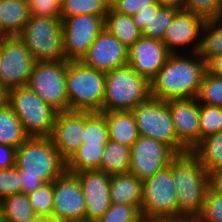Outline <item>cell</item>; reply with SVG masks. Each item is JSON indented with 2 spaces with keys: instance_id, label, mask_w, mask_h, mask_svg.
<instances>
[{
  "instance_id": "obj_1",
  "label": "cell",
  "mask_w": 222,
  "mask_h": 222,
  "mask_svg": "<svg viewBox=\"0 0 222 222\" xmlns=\"http://www.w3.org/2000/svg\"><path fill=\"white\" fill-rule=\"evenodd\" d=\"M15 166L22 183L21 193L26 195L66 171V161L50 137H29L16 149Z\"/></svg>"
},
{
  "instance_id": "obj_2",
  "label": "cell",
  "mask_w": 222,
  "mask_h": 222,
  "mask_svg": "<svg viewBox=\"0 0 222 222\" xmlns=\"http://www.w3.org/2000/svg\"><path fill=\"white\" fill-rule=\"evenodd\" d=\"M196 60L172 53L150 81L151 98L163 101L197 98L207 70V62L195 53Z\"/></svg>"
},
{
  "instance_id": "obj_3",
  "label": "cell",
  "mask_w": 222,
  "mask_h": 222,
  "mask_svg": "<svg viewBox=\"0 0 222 222\" xmlns=\"http://www.w3.org/2000/svg\"><path fill=\"white\" fill-rule=\"evenodd\" d=\"M174 186L177 188V220L194 221L206 197L207 172L191 153L178 155L172 161Z\"/></svg>"
},
{
  "instance_id": "obj_4",
  "label": "cell",
  "mask_w": 222,
  "mask_h": 222,
  "mask_svg": "<svg viewBox=\"0 0 222 222\" xmlns=\"http://www.w3.org/2000/svg\"><path fill=\"white\" fill-rule=\"evenodd\" d=\"M66 93L69 110L101 112L105 95V73L82 61H66Z\"/></svg>"
},
{
  "instance_id": "obj_5",
  "label": "cell",
  "mask_w": 222,
  "mask_h": 222,
  "mask_svg": "<svg viewBox=\"0 0 222 222\" xmlns=\"http://www.w3.org/2000/svg\"><path fill=\"white\" fill-rule=\"evenodd\" d=\"M150 97V82L130 65L105 73L102 112L131 111Z\"/></svg>"
},
{
  "instance_id": "obj_6",
  "label": "cell",
  "mask_w": 222,
  "mask_h": 222,
  "mask_svg": "<svg viewBox=\"0 0 222 222\" xmlns=\"http://www.w3.org/2000/svg\"><path fill=\"white\" fill-rule=\"evenodd\" d=\"M18 37L35 62L65 60L61 18L30 16Z\"/></svg>"
},
{
  "instance_id": "obj_7",
  "label": "cell",
  "mask_w": 222,
  "mask_h": 222,
  "mask_svg": "<svg viewBox=\"0 0 222 222\" xmlns=\"http://www.w3.org/2000/svg\"><path fill=\"white\" fill-rule=\"evenodd\" d=\"M8 105L29 137H50L58 113L27 86L8 90Z\"/></svg>"
},
{
  "instance_id": "obj_8",
  "label": "cell",
  "mask_w": 222,
  "mask_h": 222,
  "mask_svg": "<svg viewBox=\"0 0 222 222\" xmlns=\"http://www.w3.org/2000/svg\"><path fill=\"white\" fill-rule=\"evenodd\" d=\"M177 192L171 162L152 177L142 181V219L177 220Z\"/></svg>"
},
{
  "instance_id": "obj_9",
  "label": "cell",
  "mask_w": 222,
  "mask_h": 222,
  "mask_svg": "<svg viewBox=\"0 0 222 222\" xmlns=\"http://www.w3.org/2000/svg\"><path fill=\"white\" fill-rule=\"evenodd\" d=\"M140 136L161 141L178 155L189 151L177 140L175 127L169 111V101L149 98L131 110Z\"/></svg>"
},
{
  "instance_id": "obj_10",
  "label": "cell",
  "mask_w": 222,
  "mask_h": 222,
  "mask_svg": "<svg viewBox=\"0 0 222 222\" xmlns=\"http://www.w3.org/2000/svg\"><path fill=\"white\" fill-rule=\"evenodd\" d=\"M66 60L35 62L27 87L58 112L69 110L66 93Z\"/></svg>"
},
{
  "instance_id": "obj_11",
  "label": "cell",
  "mask_w": 222,
  "mask_h": 222,
  "mask_svg": "<svg viewBox=\"0 0 222 222\" xmlns=\"http://www.w3.org/2000/svg\"><path fill=\"white\" fill-rule=\"evenodd\" d=\"M35 60L18 36L0 37V86L11 90L26 86Z\"/></svg>"
},
{
  "instance_id": "obj_12",
  "label": "cell",
  "mask_w": 222,
  "mask_h": 222,
  "mask_svg": "<svg viewBox=\"0 0 222 222\" xmlns=\"http://www.w3.org/2000/svg\"><path fill=\"white\" fill-rule=\"evenodd\" d=\"M105 18L75 15L62 20L63 49L66 61H81L90 45L105 28Z\"/></svg>"
},
{
  "instance_id": "obj_13",
  "label": "cell",
  "mask_w": 222,
  "mask_h": 222,
  "mask_svg": "<svg viewBox=\"0 0 222 222\" xmlns=\"http://www.w3.org/2000/svg\"><path fill=\"white\" fill-rule=\"evenodd\" d=\"M177 156L167 144L139 136L131 146L129 172L143 181L170 165Z\"/></svg>"
},
{
  "instance_id": "obj_14",
  "label": "cell",
  "mask_w": 222,
  "mask_h": 222,
  "mask_svg": "<svg viewBox=\"0 0 222 222\" xmlns=\"http://www.w3.org/2000/svg\"><path fill=\"white\" fill-rule=\"evenodd\" d=\"M86 203L75 174L65 171L53 181L52 217L61 220L85 218Z\"/></svg>"
},
{
  "instance_id": "obj_15",
  "label": "cell",
  "mask_w": 222,
  "mask_h": 222,
  "mask_svg": "<svg viewBox=\"0 0 222 222\" xmlns=\"http://www.w3.org/2000/svg\"><path fill=\"white\" fill-rule=\"evenodd\" d=\"M128 49L104 28L90 45L82 62L98 71L107 73L128 65Z\"/></svg>"
},
{
  "instance_id": "obj_16",
  "label": "cell",
  "mask_w": 222,
  "mask_h": 222,
  "mask_svg": "<svg viewBox=\"0 0 222 222\" xmlns=\"http://www.w3.org/2000/svg\"><path fill=\"white\" fill-rule=\"evenodd\" d=\"M78 178L86 203L85 218L99 220L111 203V175L101 170L74 173Z\"/></svg>"
},
{
  "instance_id": "obj_17",
  "label": "cell",
  "mask_w": 222,
  "mask_h": 222,
  "mask_svg": "<svg viewBox=\"0 0 222 222\" xmlns=\"http://www.w3.org/2000/svg\"><path fill=\"white\" fill-rule=\"evenodd\" d=\"M84 128L85 111L57 113L50 138L65 161L83 144Z\"/></svg>"
},
{
  "instance_id": "obj_18",
  "label": "cell",
  "mask_w": 222,
  "mask_h": 222,
  "mask_svg": "<svg viewBox=\"0 0 222 222\" xmlns=\"http://www.w3.org/2000/svg\"><path fill=\"white\" fill-rule=\"evenodd\" d=\"M170 54L161 40L141 36L128 49V65L150 82Z\"/></svg>"
},
{
  "instance_id": "obj_19",
  "label": "cell",
  "mask_w": 222,
  "mask_h": 222,
  "mask_svg": "<svg viewBox=\"0 0 222 222\" xmlns=\"http://www.w3.org/2000/svg\"><path fill=\"white\" fill-rule=\"evenodd\" d=\"M194 99L169 100L177 140L191 152L200 143V103Z\"/></svg>"
},
{
  "instance_id": "obj_20",
  "label": "cell",
  "mask_w": 222,
  "mask_h": 222,
  "mask_svg": "<svg viewBox=\"0 0 222 222\" xmlns=\"http://www.w3.org/2000/svg\"><path fill=\"white\" fill-rule=\"evenodd\" d=\"M205 22L200 15L180 9L167 28L162 42L171 54L175 53L173 47L185 46L199 38Z\"/></svg>"
},
{
  "instance_id": "obj_21",
  "label": "cell",
  "mask_w": 222,
  "mask_h": 222,
  "mask_svg": "<svg viewBox=\"0 0 222 222\" xmlns=\"http://www.w3.org/2000/svg\"><path fill=\"white\" fill-rule=\"evenodd\" d=\"M112 204L133 205L140 213L142 207V180L130 172L111 176Z\"/></svg>"
},
{
  "instance_id": "obj_22",
  "label": "cell",
  "mask_w": 222,
  "mask_h": 222,
  "mask_svg": "<svg viewBox=\"0 0 222 222\" xmlns=\"http://www.w3.org/2000/svg\"><path fill=\"white\" fill-rule=\"evenodd\" d=\"M29 17L27 0H1L0 37L18 36Z\"/></svg>"
},
{
  "instance_id": "obj_23",
  "label": "cell",
  "mask_w": 222,
  "mask_h": 222,
  "mask_svg": "<svg viewBox=\"0 0 222 222\" xmlns=\"http://www.w3.org/2000/svg\"><path fill=\"white\" fill-rule=\"evenodd\" d=\"M102 113L107 122L109 140L131 147L140 136L132 111H108Z\"/></svg>"
},
{
  "instance_id": "obj_24",
  "label": "cell",
  "mask_w": 222,
  "mask_h": 222,
  "mask_svg": "<svg viewBox=\"0 0 222 222\" xmlns=\"http://www.w3.org/2000/svg\"><path fill=\"white\" fill-rule=\"evenodd\" d=\"M106 144H82L66 161V171L100 170Z\"/></svg>"
},
{
  "instance_id": "obj_25",
  "label": "cell",
  "mask_w": 222,
  "mask_h": 222,
  "mask_svg": "<svg viewBox=\"0 0 222 222\" xmlns=\"http://www.w3.org/2000/svg\"><path fill=\"white\" fill-rule=\"evenodd\" d=\"M131 147L109 140L105 145L100 170L108 175L129 172Z\"/></svg>"
},
{
  "instance_id": "obj_26",
  "label": "cell",
  "mask_w": 222,
  "mask_h": 222,
  "mask_svg": "<svg viewBox=\"0 0 222 222\" xmlns=\"http://www.w3.org/2000/svg\"><path fill=\"white\" fill-rule=\"evenodd\" d=\"M105 28L127 48L142 36L141 30L136 27L131 16L119 14L112 8L106 15Z\"/></svg>"
},
{
  "instance_id": "obj_27",
  "label": "cell",
  "mask_w": 222,
  "mask_h": 222,
  "mask_svg": "<svg viewBox=\"0 0 222 222\" xmlns=\"http://www.w3.org/2000/svg\"><path fill=\"white\" fill-rule=\"evenodd\" d=\"M191 153L206 172L222 169V130L202 139Z\"/></svg>"
},
{
  "instance_id": "obj_28",
  "label": "cell",
  "mask_w": 222,
  "mask_h": 222,
  "mask_svg": "<svg viewBox=\"0 0 222 222\" xmlns=\"http://www.w3.org/2000/svg\"><path fill=\"white\" fill-rule=\"evenodd\" d=\"M0 202L2 222H32L37 217L24 193L5 197Z\"/></svg>"
},
{
  "instance_id": "obj_29",
  "label": "cell",
  "mask_w": 222,
  "mask_h": 222,
  "mask_svg": "<svg viewBox=\"0 0 222 222\" xmlns=\"http://www.w3.org/2000/svg\"><path fill=\"white\" fill-rule=\"evenodd\" d=\"M180 8L161 5L159 2L151 5V19L141 31L142 36L163 41L165 33Z\"/></svg>"
},
{
  "instance_id": "obj_30",
  "label": "cell",
  "mask_w": 222,
  "mask_h": 222,
  "mask_svg": "<svg viewBox=\"0 0 222 222\" xmlns=\"http://www.w3.org/2000/svg\"><path fill=\"white\" fill-rule=\"evenodd\" d=\"M28 138L21 121L7 104L0 110V144L18 148Z\"/></svg>"
},
{
  "instance_id": "obj_31",
  "label": "cell",
  "mask_w": 222,
  "mask_h": 222,
  "mask_svg": "<svg viewBox=\"0 0 222 222\" xmlns=\"http://www.w3.org/2000/svg\"><path fill=\"white\" fill-rule=\"evenodd\" d=\"M222 17L206 20L203 29L205 36L197 43L193 53L199 55L208 62L213 56L222 53ZM208 32V34H207Z\"/></svg>"
},
{
  "instance_id": "obj_32",
  "label": "cell",
  "mask_w": 222,
  "mask_h": 222,
  "mask_svg": "<svg viewBox=\"0 0 222 222\" xmlns=\"http://www.w3.org/2000/svg\"><path fill=\"white\" fill-rule=\"evenodd\" d=\"M61 20L75 15H94L106 17L109 6L104 0H61Z\"/></svg>"
},
{
  "instance_id": "obj_33",
  "label": "cell",
  "mask_w": 222,
  "mask_h": 222,
  "mask_svg": "<svg viewBox=\"0 0 222 222\" xmlns=\"http://www.w3.org/2000/svg\"><path fill=\"white\" fill-rule=\"evenodd\" d=\"M109 133L105 116L101 112L85 111L84 144H107Z\"/></svg>"
},
{
  "instance_id": "obj_34",
  "label": "cell",
  "mask_w": 222,
  "mask_h": 222,
  "mask_svg": "<svg viewBox=\"0 0 222 222\" xmlns=\"http://www.w3.org/2000/svg\"><path fill=\"white\" fill-rule=\"evenodd\" d=\"M200 142L202 139L222 130V111L220 107L200 104L199 114Z\"/></svg>"
},
{
  "instance_id": "obj_35",
  "label": "cell",
  "mask_w": 222,
  "mask_h": 222,
  "mask_svg": "<svg viewBox=\"0 0 222 222\" xmlns=\"http://www.w3.org/2000/svg\"><path fill=\"white\" fill-rule=\"evenodd\" d=\"M197 101L204 102V105H222V78L206 72L201 82Z\"/></svg>"
},
{
  "instance_id": "obj_36",
  "label": "cell",
  "mask_w": 222,
  "mask_h": 222,
  "mask_svg": "<svg viewBox=\"0 0 222 222\" xmlns=\"http://www.w3.org/2000/svg\"><path fill=\"white\" fill-rule=\"evenodd\" d=\"M28 198L36 216H52L53 211V182L37 188Z\"/></svg>"
},
{
  "instance_id": "obj_37",
  "label": "cell",
  "mask_w": 222,
  "mask_h": 222,
  "mask_svg": "<svg viewBox=\"0 0 222 222\" xmlns=\"http://www.w3.org/2000/svg\"><path fill=\"white\" fill-rule=\"evenodd\" d=\"M141 213L128 204H111L97 222H142Z\"/></svg>"
},
{
  "instance_id": "obj_38",
  "label": "cell",
  "mask_w": 222,
  "mask_h": 222,
  "mask_svg": "<svg viewBox=\"0 0 222 222\" xmlns=\"http://www.w3.org/2000/svg\"><path fill=\"white\" fill-rule=\"evenodd\" d=\"M193 222H222V194L207 191L201 212Z\"/></svg>"
},
{
  "instance_id": "obj_39",
  "label": "cell",
  "mask_w": 222,
  "mask_h": 222,
  "mask_svg": "<svg viewBox=\"0 0 222 222\" xmlns=\"http://www.w3.org/2000/svg\"><path fill=\"white\" fill-rule=\"evenodd\" d=\"M183 9L200 15L205 20L222 17L221 0H185Z\"/></svg>"
},
{
  "instance_id": "obj_40",
  "label": "cell",
  "mask_w": 222,
  "mask_h": 222,
  "mask_svg": "<svg viewBox=\"0 0 222 222\" xmlns=\"http://www.w3.org/2000/svg\"><path fill=\"white\" fill-rule=\"evenodd\" d=\"M21 186L16 166L0 170V201L5 197L21 193Z\"/></svg>"
},
{
  "instance_id": "obj_41",
  "label": "cell",
  "mask_w": 222,
  "mask_h": 222,
  "mask_svg": "<svg viewBox=\"0 0 222 222\" xmlns=\"http://www.w3.org/2000/svg\"><path fill=\"white\" fill-rule=\"evenodd\" d=\"M30 16L61 18L58 0H27Z\"/></svg>"
},
{
  "instance_id": "obj_42",
  "label": "cell",
  "mask_w": 222,
  "mask_h": 222,
  "mask_svg": "<svg viewBox=\"0 0 222 222\" xmlns=\"http://www.w3.org/2000/svg\"><path fill=\"white\" fill-rule=\"evenodd\" d=\"M156 3L157 0H117L111 8L119 14L133 16L147 6Z\"/></svg>"
},
{
  "instance_id": "obj_43",
  "label": "cell",
  "mask_w": 222,
  "mask_h": 222,
  "mask_svg": "<svg viewBox=\"0 0 222 222\" xmlns=\"http://www.w3.org/2000/svg\"><path fill=\"white\" fill-rule=\"evenodd\" d=\"M16 147L0 144V170L15 167Z\"/></svg>"
},
{
  "instance_id": "obj_44",
  "label": "cell",
  "mask_w": 222,
  "mask_h": 222,
  "mask_svg": "<svg viewBox=\"0 0 222 222\" xmlns=\"http://www.w3.org/2000/svg\"><path fill=\"white\" fill-rule=\"evenodd\" d=\"M208 192L222 194V169L207 172Z\"/></svg>"
},
{
  "instance_id": "obj_45",
  "label": "cell",
  "mask_w": 222,
  "mask_h": 222,
  "mask_svg": "<svg viewBox=\"0 0 222 222\" xmlns=\"http://www.w3.org/2000/svg\"><path fill=\"white\" fill-rule=\"evenodd\" d=\"M133 22L139 30H143L147 23H149L151 19V5L142 9L140 12L131 16Z\"/></svg>"
},
{
  "instance_id": "obj_46",
  "label": "cell",
  "mask_w": 222,
  "mask_h": 222,
  "mask_svg": "<svg viewBox=\"0 0 222 222\" xmlns=\"http://www.w3.org/2000/svg\"><path fill=\"white\" fill-rule=\"evenodd\" d=\"M207 70L214 76L222 78V53L213 56L207 62Z\"/></svg>"
},
{
  "instance_id": "obj_47",
  "label": "cell",
  "mask_w": 222,
  "mask_h": 222,
  "mask_svg": "<svg viewBox=\"0 0 222 222\" xmlns=\"http://www.w3.org/2000/svg\"><path fill=\"white\" fill-rule=\"evenodd\" d=\"M161 5H166V6H175L180 9H183L185 0H157Z\"/></svg>"
},
{
  "instance_id": "obj_48",
  "label": "cell",
  "mask_w": 222,
  "mask_h": 222,
  "mask_svg": "<svg viewBox=\"0 0 222 222\" xmlns=\"http://www.w3.org/2000/svg\"><path fill=\"white\" fill-rule=\"evenodd\" d=\"M8 104V90L0 86V110Z\"/></svg>"
},
{
  "instance_id": "obj_49",
  "label": "cell",
  "mask_w": 222,
  "mask_h": 222,
  "mask_svg": "<svg viewBox=\"0 0 222 222\" xmlns=\"http://www.w3.org/2000/svg\"><path fill=\"white\" fill-rule=\"evenodd\" d=\"M32 222H65V220L54 218L52 216H37Z\"/></svg>"
},
{
  "instance_id": "obj_50",
  "label": "cell",
  "mask_w": 222,
  "mask_h": 222,
  "mask_svg": "<svg viewBox=\"0 0 222 222\" xmlns=\"http://www.w3.org/2000/svg\"><path fill=\"white\" fill-rule=\"evenodd\" d=\"M144 222H192L189 220H144Z\"/></svg>"
},
{
  "instance_id": "obj_51",
  "label": "cell",
  "mask_w": 222,
  "mask_h": 222,
  "mask_svg": "<svg viewBox=\"0 0 222 222\" xmlns=\"http://www.w3.org/2000/svg\"><path fill=\"white\" fill-rule=\"evenodd\" d=\"M65 222H97V220H92L88 218H80V219L66 220Z\"/></svg>"
},
{
  "instance_id": "obj_52",
  "label": "cell",
  "mask_w": 222,
  "mask_h": 222,
  "mask_svg": "<svg viewBox=\"0 0 222 222\" xmlns=\"http://www.w3.org/2000/svg\"><path fill=\"white\" fill-rule=\"evenodd\" d=\"M104 2L109 6V8H111L117 0H104Z\"/></svg>"
},
{
  "instance_id": "obj_53",
  "label": "cell",
  "mask_w": 222,
  "mask_h": 222,
  "mask_svg": "<svg viewBox=\"0 0 222 222\" xmlns=\"http://www.w3.org/2000/svg\"><path fill=\"white\" fill-rule=\"evenodd\" d=\"M0 222H2L1 202H0Z\"/></svg>"
}]
</instances>
